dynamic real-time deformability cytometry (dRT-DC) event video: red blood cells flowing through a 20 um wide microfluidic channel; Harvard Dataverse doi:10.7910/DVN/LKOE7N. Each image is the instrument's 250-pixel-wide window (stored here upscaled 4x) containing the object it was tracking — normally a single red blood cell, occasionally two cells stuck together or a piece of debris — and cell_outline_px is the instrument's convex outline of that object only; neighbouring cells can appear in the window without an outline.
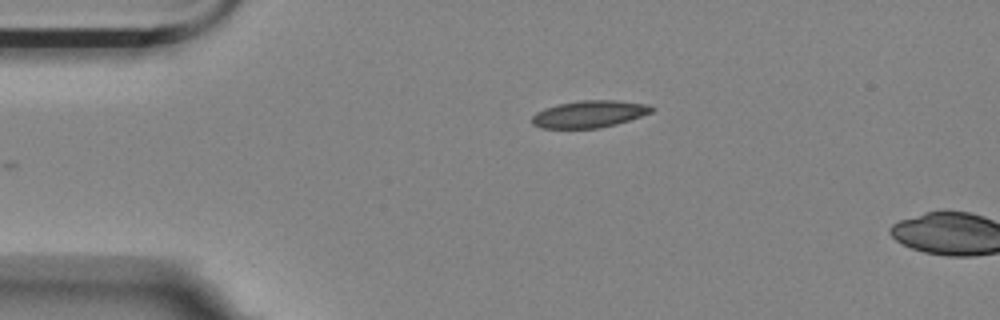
{"species": "Egyptian fruit bat (a non-hibernating species)", "species_latin": "Rousettus aegyptiacus", "temperature_condition": "room temperature", "stored_images_in_passage": 3, "camera_frame_rate_fps": 3000, "um_per_image_px": 0.085, "animal": {"sex": "female"}, "frame": {"image": 1, "passage_image": 1, "time_ms": 0.0, "image_size_px": [1000, 320], "cell_outline_px": [[656, 108], [652, 112], [616, 124], [600, 128], [540, 128], [532, 124], [532, 116], [536, 112], [544, 108], [556, 104], [580, 100], [616, 100], [648, 104]], "centroid_in_image_um": [50.07, 9.68], "position_along_channel_um": 34.9, "area_um2": 18.96}}